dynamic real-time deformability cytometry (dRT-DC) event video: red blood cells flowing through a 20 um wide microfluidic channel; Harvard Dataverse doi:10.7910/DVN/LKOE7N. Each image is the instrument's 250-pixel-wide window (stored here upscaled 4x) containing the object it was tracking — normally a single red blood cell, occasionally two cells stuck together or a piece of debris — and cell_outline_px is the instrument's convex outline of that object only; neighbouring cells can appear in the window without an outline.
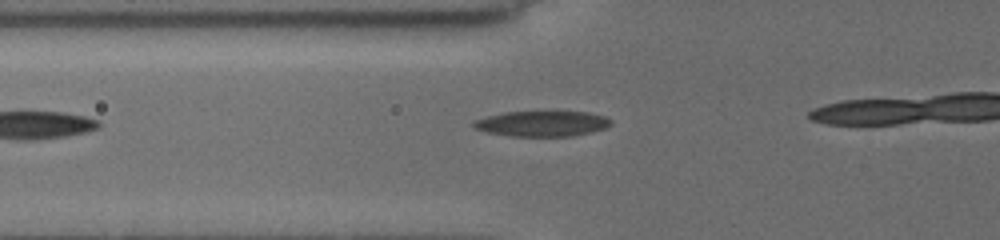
{"species": "common noctule bat (a hibernating species)", "species_latin": "Nyctalus noctula", "temperature_condition": "cold", "stored_images_in_passage": 7, "camera_frame_rate_fps": 3000, "um_per_image_px": 0.085, "animal": {"sex": "female", "body_mass_g": 19.5, "forearm_length_mm": 54.1}, "frame": {"image": 1, "passage_image": 7, "time_ms": 5.0, "image_size_px": [1000, 240], "cell_outline_px": [[612, 124], [604, 128], [572, 136], [508, 136], [488, 132], [476, 128], [472, 124], [472, 120], [504, 112], [588, 112], [604, 116], [612, 120]], "centroid_in_image_um": [46.06, 10.51], "position_along_channel_um": 79.7, "area_um2": 20.17}}